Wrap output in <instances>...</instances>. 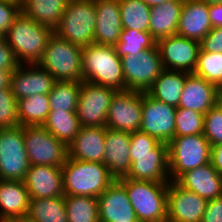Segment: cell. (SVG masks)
I'll use <instances>...</instances> for the list:
<instances>
[{"instance_id": "1", "label": "cell", "mask_w": 222, "mask_h": 222, "mask_svg": "<svg viewBox=\"0 0 222 222\" xmlns=\"http://www.w3.org/2000/svg\"><path fill=\"white\" fill-rule=\"evenodd\" d=\"M130 172L133 180L169 183L168 144L138 130L131 133Z\"/></svg>"}, {"instance_id": "2", "label": "cell", "mask_w": 222, "mask_h": 222, "mask_svg": "<svg viewBox=\"0 0 222 222\" xmlns=\"http://www.w3.org/2000/svg\"><path fill=\"white\" fill-rule=\"evenodd\" d=\"M53 33L49 26L39 24L20 12L3 38L20 64H37Z\"/></svg>"}, {"instance_id": "3", "label": "cell", "mask_w": 222, "mask_h": 222, "mask_svg": "<svg viewBox=\"0 0 222 222\" xmlns=\"http://www.w3.org/2000/svg\"><path fill=\"white\" fill-rule=\"evenodd\" d=\"M83 81L125 90L121 57L114 46L92 43L82 49Z\"/></svg>"}, {"instance_id": "4", "label": "cell", "mask_w": 222, "mask_h": 222, "mask_svg": "<svg viewBox=\"0 0 222 222\" xmlns=\"http://www.w3.org/2000/svg\"><path fill=\"white\" fill-rule=\"evenodd\" d=\"M62 171L64 195L98 198L115 180L103 163L69 157L66 158Z\"/></svg>"}, {"instance_id": "5", "label": "cell", "mask_w": 222, "mask_h": 222, "mask_svg": "<svg viewBox=\"0 0 222 222\" xmlns=\"http://www.w3.org/2000/svg\"><path fill=\"white\" fill-rule=\"evenodd\" d=\"M126 189L139 222H167V190L169 183L118 179Z\"/></svg>"}, {"instance_id": "6", "label": "cell", "mask_w": 222, "mask_h": 222, "mask_svg": "<svg viewBox=\"0 0 222 222\" xmlns=\"http://www.w3.org/2000/svg\"><path fill=\"white\" fill-rule=\"evenodd\" d=\"M82 49L53 33L37 64L56 81L82 82Z\"/></svg>"}, {"instance_id": "7", "label": "cell", "mask_w": 222, "mask_h": 222, "mask_svg": "<svg viewBox=\"0 0 222 222\" xmlns=\"http://www.w3.org/2000/svg\"><path fill=\"white\" fill-rule=\"evenodd\" d=\"M96 22L95 0H69L53 32L74 45L84 48L94 43Z\"/></svg>"}, {"instance_id": "8", "label": "cell", "mask_w": 222, "mask_h": 222, "mask_svg": "<svg viewBox=\"0 0 222 222\" xmlns=\"http://www.w3.org/2000/svg\"><path fill=\"white\" fill-rule=\"evenodd\" d=\"M212 146L204 134L174 137L168 143L170 181L211 162Z\"/></svg>"}, {"instance_id": "9", "label": "cell", "mask_w": 222, "mask_h": 222, "mask_svg": "<svg viewBox=\"0 0 222 222\" xmlns=\"http://www.w3.org/2000/svg\"><path fill=\"white\" fill-rule=\"evenodd\" d=\"M125 90L147 92L164 70L158 46L121 57Z\"/></svg>"}, {"instance_id": "10", "label": "cell", "mask_w": 222, "mask_h": 222, "mask_svg": "<svg viewBox=\"0 0 222 222\" xmlns=\"http://www.w3.org/2000/svg\"><path fill=\"white\" fill-rule=\"evenodd\" d=\"M29 166L23 126L0 128V180L24 181Z\"/></svg>"}, {"instance_id": "11", "label": "cell", "mask_w": 222, "mask_h": 222, "mask_svg": "<svg viewBox=\"0 0 222 222\" xmlns=\"http://www.w3.org/2000/svg\"><path fill=\"white\" fill-rule=\"evenodd\" d=\"M23 135L30 165L63 166L68 148L43 126H23Z\"/></svg>"}, {"instance_id": "12", "label": "cell", "mask_w": 222, "mask_h": 222, "mask_svg": "<svg viewBox=\"0 0 222 222\" xmlns=\"http://www.w3.org/2000/svg\"><path fill=\"white\" fill-rule=\"evenodd\" d=\"M117 90L90 82H81L76 114L80 126L106 127L111 101Z\"/></svg>"}, {"instance_id": "13", "label": "cell", "mask_w": 222, "mask_h": 222, "mask_svg": "<svg viewBox=\"0 0 222 222\" xmlns=\"http://www.w3.org/2000/svg\"><path fill=\"white\" fill-rule=\"evenodd\" d=\"M176 107L142 92V132L168 144L175 137Z\"/></svg>"}, {"instance_id": "14", "label": "cell", "mask_w": 222, "mask_h": 222, "mask_svg": "<svg viewBox=\"0 0 222 222\" xmlns=\"http://www.w3.org/2000/svg\"><path fill=\"white\" fill-rule=\"evenodd\" d=\"M142 122V92L117 91L111 101L106 127L133 133L140 129Z\"/></svg>"}, {"instance_id": "15", "label": "cell", "mask_w": 222, "mask_h": 222, "mask_svg": "<svg viewBox=\"0 0 222 222\" xmlns=\"http://www.w3.org/2000/svg\"><path fill=\"white\" fill-rule=\"evenodd\" d=\"M164 69L193 73L200 42L174 34L157 41Z\"/></svg>"}, {"instance_id": "16", "label": "cell", "mask_w": 222, "mask_h": 222, "mask_svg": "<svg viewBox=\"0 0 222 222\" xmlns=\"http://www.w3.org/2000/svg\"><path fill=\"white\" fill-rule=\"evenodd\" d=\"M208 200L170 181L167 190V222H201Z\"/></svg>"}, {"instance_id": "17", "label": "cell", "mask_w": 222, "mask_h": 222, "mask_svg": "<svg viewBox=\"0 0 222 222\" xmlns=\"http://www.w3.org/2000/svg\"><path fill=\"white\" fill-rule=\"evenodd\" d=\"M55 82L54 77L38 64H20L11 74L10 87L19 100L35 94L48 95Z\"/></svg>"}, {"instance_id": "18", "label": "cell", "mask_w": 222, "mask_h": 222, "mask_svg": "<svg viewBox=\"0 0 222 222\" xmlns=\"http://www.w3.org/2000/svg\"><path fill=\"white\" fill-rule=\"evenodd\" d=\"M99 222H136L125 186L115 179L98 197Z\"/></svg>"}, {"instance_id": "19", "label": "cell", "mask_w": 222, "mask_h": 222, "mask_svg": "<svg viewBox=\"0 0 222 222\" xmlns=\"http://www.w3.org/2000/svg\"><path fill=\"white\" fill-rule=\"evenodd\" d=\"M23 182L30 199L64 196L62 167L30 165Z\"/></svg>"}, {"instance_id": "20", "label": "cell", "mask_w": 222, "mask_h": 222, "mask_svg": "<svg viewBox=\"0 0 222 222\" xmlns=\"http://www.w3.org/2000/svg\"><path fill=\"white\" fill-rule=\"evenodd\" d=\"M130 140L131 133L106 127L103 164L115 179L130 172Z\"/></svg>"}, {"instance_id": "21", "label": "cell", "mask_w": 222, "mask_h": 222, "mask_svg": "<svg viewBox=\"0 0 222 222\" xmlns=\"http://www.w3.org/2000/svg\"><path fill=\"white\" fill-rule=\"evenodd\" d=\"M97 22L94 32V43L105 46H116L122 27L118 0H95Z\"/></svg>"}, {"instance_id": "22", "label": "cell", "mask_w": 222, "mask_h": 222, "mask_svg": "<svg viewBox=\"0 0 222 222\" xmlns=\"http://www.w3.org/2000/svg\"><path fill=\"white\" fill-rule=\"evenodd\" d=\"M106 127L81 126L67 147L68 157L81 161L103 163Z\"/></svg>"}, {"instance_id": "23", "label": "cell", "mask_w": 222, "mask_h": 222, "mask_svg": "<svg viewBox=\"0 0 222 222\" xmlns=\"http://www.w3.org/2000/svg\"><path fill=\"white\" fill-rule=\"evenodd\" d=\"M212 28L209 5L201 0H184L176 34L200 42Z\"/></svg>"}, {"instance_id": "24", "label": "cell", "mask_w": 222, "mask_h": 222, "mask_svg": "<svg viewBox=\"0 0 222 222\" xmlns=\"http://www.w3.org/2000/svg\"><path fill=\"white\" fill-rule=\"evenodd\" d=\"M176 182L207 200L222 196V176L211 162L183 173Z\"/></svg>"}, {"instance_id": "25", "label": "cell", "mask_w": 222, "mask_h": 222, "mask_svg": "<svg viewBox=\"0 0 222 222\" xmlns=\"http://www.w3.org/2000/svg\"><path fill=\"white\" fill-rule=\"evenodd\" d=\"M220 101L216 86L202 77L190 73L186 77L178 107L205 114Z\"/></svg>"}, {"instance_id": "26", "label": "cell", "mask_w": 222, "mask_h": 222, "mask_svg": "<svg viewBox=\"0 0 222 222\" xmlns=\"http://www.w3.org/2000/svg\"><path fill=\"white\" fill-rule=\"evenodd\" d=\"M30 197L23 181L0 180V220L26 218Z\"/></svg>"}, {"instance_id": "27", "label": "cell", "mask_w": 222, "mask_h": 222, "mask_svg": "<svg viewBox=\"0 0 222 222\" xmlns=\"http://www.w3.org/2000/svg\"><path fill=\"white\" fill-rule=\"evenodd\" d=\"M184 0H171L150 8L149 33L159 39L177 33Z\"/></svg>"}, {"instance_id": "28", "label": "cell", "mask_w": 222, "mask_h": 222, "mask_svg": "<svg viewBox=\"0 0 222 222\" xmlns=\"http://www.w3.org/2000/svg\"><path fill=\"white\" fill-rule=\"evenodd\" d=\"M190 73L164 69L155 79L147 93L168 105L178 107L186 77Z\"/></svg>"}, {"instance_id": "29", "label": "cell", "mask_w": 222, "mask_h": 222, "mask_svg": "<svg viewBox=\"0 0 222 222\" xmlns=\"http://www.w3.org/2000/svg\"><path fill=\"white\" fill-rule=\"evenodd\" d=\"M69 0H24L21 12L39 24L54 30Z\"/></svg>"}, {"instance_id": "30", "label": "cell", "mask_w": 222, "mask_h": 222, "mask_svg": "<svg viewBox=\"0 0 222 222\" xmlns=\"http://www.w3.org/2000/svg\"><path fill=\"white\" fill-rule=\"evenodd\" d=\"M20 126H42L50 112L49 97L46 94L30 95L17 100Z\"/></svg>"}, {"instance_id": "31", "label": "cell", "mask_w": 222, "mask_h": 222, "mask_svg": "<svg viewBox=\"0 0 222 222\" xmlns=\"http://www.w3.org/2000/svg\"><path fill=\"white\" fill-rule=\"evenodd\" d=\"M27 218L32 222H68L64 196L30 199Z\"/></svg>"}, {"instance_id": "32", "label": "cell", "mask_w": 222, "mask_h": 222, "mask_svg": "<svg viewBox=\"0 0 222 222\" xmlns=\"http://www.w3.org/2000/svg\"><path fill=\"white\" fill-rule=\"evenodd\" d=\"M47 131L68 147L80 130L76 112L50 111L42 125Z\"/></svg>"}, {"instance_id": "33", "label": "cell", "mask_w": 222, "mask_h": 222, "mask_svg": "<svg viewBox=\"0 0 222 222\" xmlns=\"http://www.w3.org/2000/svg\"><path fill=\"white\" fill-rule=\"evenodd\" d=\"M123 29L149 32L150 6L142 0H118Z\"/></svg>"}, {"instance_id": "34", "label": "cell", "mask_w": 222, "mask_h": 222, "mask_svg": "<svg viewBox=\"0 0 222 222\" xmlns=\"http://www.w3.org/2000/svg\"><path fill=\"white\" fill-rule=\"evenodd\" d=\"M68 222H99L98 198L64 195Z\"/></svg>"}, {"instance_id": "35", "label": "cell", "mask_w": 222, "mask_h": 222, "mask_svg": "<svg viewBox=\"0 0 222 222\" xmlns=\"http://www.w3.org/2000/svg\"><path fill=\"white\" fill-rule=\"evenodd\" d=\"M81 82L56 81L48 94L50 111L76 112Z\"/></svg>"}, {"instance_id": "36", "label": "cell", "mask_w": 222, "mask_h": 222, "mask_svg": "<svg viewBox=\"0 0 222 222\" xmlns=\"http://www.w3.org/2000/svg\"><path fill=\"white\" fill-rule=\"evenodd\" d=\"M157 41L149 32L134 29H123L115 48L117 54L122 57L128 54L138 55L145 49L154 48Z\"/></svg>"}, {"instance_id": "37", "label": "cell", "mask_w": 222, "mask_h": 222, "mask_svg": "<svg viewBox=\"0 0 222 222\" xmlns=\"http://www.w3.org/2000/svg\"><path fill=\"white\" fill-rule=\"evenodd\" d=\"M193 74L216 85L222 77V53H210L200 48Z\"/></svg>"}, {"instance_id": "38", "label": "cell", "mask_w": 222, "mask_h": 222, "mask_svg": "<svg viewBox=\"0 0 222 222\" xmlns=\"http://www.w3.org/2000/svg\"><path fill=\"white\" fill-rule=\"evenodd\" d=\"M205 114L182 107L176 108L175 137L203 134Z\"/></svg>"}, {"instance_id": "39", "label": "cell", "mask_w": 222, "mask_h": 222, "mask_svg": "<svg viewBox=\"0 0 222 222\" xmlns=\"http://www.w3.org/2000/svg\"><path fill=\"white\" fill-rule=\"evenodd\" d=\"M203 134L211 146L222 143V100L205 113Z\"/></svg>"}, {"instance_id": "40", "label": "cell", "mask_w": 222, "mask_h": 222, "mask_svg": "<svg viewBox=\"0 0 222 222\" xmlns=\"http://www.w3.org/2000/svg\"><path fill=\"white\" fill-rule=\"evenodd\" d=\"M19 126L17 100L11 88L0 90V128Z\"/></svg>"}, {"instance_id": "41", "label": "cell", "mask_w": 222, "mask_h": 222, "mask_svg": "<svg viewBox=\"0 0 222 222\" xmlns=\"http://www.w3.org/2000/svg\"><path fill=\"white\" fill-rule=\"evenodd\" d=\"M21 12V6L8 0H0V36L4 37Z\"/></svg>"}, {"instance_id": "42", "label": "cell", "mask_w": 222, "mask_h": 222, "mask_svg": "<svg viewBox=\"0 0 222 222\" xmlns=\"http://www.w3.org/2000/svg\"><path fill=\"white\" fill-rule=\"evenodd\" d=\"M200 48L210 53H222V27H213L200 41Z\"/></svg>"}, {"instance_id": "43", "label": "cell", "mask_w": 222, "mask_h": 222, "mask_svg": "<svg viewBox=\"0 0 222 222\" xmlns=\"http://www.w3.org/2000/svg\"><path fill=\"white\" fill-rule=\"evenodd\" d=\"M20 63L4 38L0 40V69L14 71Z\"/></svg>"}, {"instance_id": "44", "label": "cell", "mask_w": 222, "mask_h": 222, "mask_svg": "<svg viewBox=\"0 0 222 222\" xmlns=\"http://www.w3.org/2000/svg\"><path fill=\"white\" fill-rule=\"evenodd\" d=\"M201 222H222V196L208 200Z\"/></svg>"}, {"instance_id": "45", "label": "cell", "mask_w": 222, "mask_h": 222, "mask_svg": "<svg viewBox=\"0 0 222 222\" xmlns=\"http://www.w3.org/2000/svg\"><path fill=\"white\" fill-rule=\"evenodd\" d=\"M209 16L212 27H222V4H210Z\"/></svg>"}, {"instance_id": "46", "label": "cell", "mask_w": 222, "mask_h": 222, "mask_svg": "<svg viewBox=\"0 0 222 222\" xmlns=\"http://www.w3.org/2000/svg\"><path fill=\"white\" fill-rule=\"evenodd\" d=\"M211 163L222 176V143L212 146Z\"/></svg>"}, {"instance_id": "47", "label": "cell", "mask_w": 222, "mask_h": 222, "mask_svg": "<svg viewBox=\"0 0 222 222\" xmlns=\"http://www.w3.org/2000/svg\"><path fill=\"white\" fill-rule=\"evenodd\" d=\"M13 71L0 69V90L5 88H11V74Z\"/></svg>"}, {"instance_id": "48", "label": "cell", "mask_w": 222, "mask_h": 222, "mask_svg": "<svg viewBox=\"0 0 222 222\" xmlns=\"http://www.w3.org/2000/svg\"><path fill=\"white\" fill-rule=\"evenodd\" d=\"M147 6L154 7L171 0H142Z\"/></svg>"}, {"instance_id": "49", "label": "cell", "mask_w": 222, "mask_h": 222, "mask_svg": "<svg viewBox=\"0 0 222 222\" xmlns=\"http://www.w3.org/2000/svg\"><path fill=\"white\" fill-rule=\"evenodd\" d=\"M215 86H216L218 96H219L220 100H222V77L220 78V80L218 81V83Z\"/></svg>"}, {"instance_id": "50", "label": "cell", "mask_w": 222, "mask_h": 222, "mask_svg": "<svg viewBox=\"0 0 222 222\" xmlns=\"http://www.w3.org/2000/svg\"><path fill=\"white\" fill-rule=\"evenodd\" d=\"M207 3L208 5L210 4H222V0H201Z\"/></svg>"}, {"instance_id": "51", "label": "cell", "mask_w": 222, "mask_h": 222, "mask_svg": "<svg viewBox=\"0 0 222 222\" xmlns=\"http://www.w3.org/2000/svg\"><path fill=\"white\" fill-rule=\"evenodd\" d=\"M19 4L20 6L23 4L24 0H8Z\"/></svg>"}, {"instance_id": "52", "label": "cell", "mask_w": 222, "mask_h": 222, "mask_svg": "<svg viewBox=\"0 0 222 222\" xmlns=\"http://www.w3.org/2000/svg\"><path fill=\"white\" fill-rule=\"evenodd\" d=\"M17 221L18 222H32L27 217L26 218H22V219H18Z\"/></svg>"}, {"instance_id": "53", "label": "cell", "mask_w": 222, "mask_h": 222, "mask_svg": "<svg viewBox=\"0 0 222 222\" xmlns=\"http://www.w3.org/2000/svg\"><path fill=\"white\" fill-rule=\"evenodd\" d=\"M0 222H18L17 220H0Z\"/></svg>"}]
</instances>
